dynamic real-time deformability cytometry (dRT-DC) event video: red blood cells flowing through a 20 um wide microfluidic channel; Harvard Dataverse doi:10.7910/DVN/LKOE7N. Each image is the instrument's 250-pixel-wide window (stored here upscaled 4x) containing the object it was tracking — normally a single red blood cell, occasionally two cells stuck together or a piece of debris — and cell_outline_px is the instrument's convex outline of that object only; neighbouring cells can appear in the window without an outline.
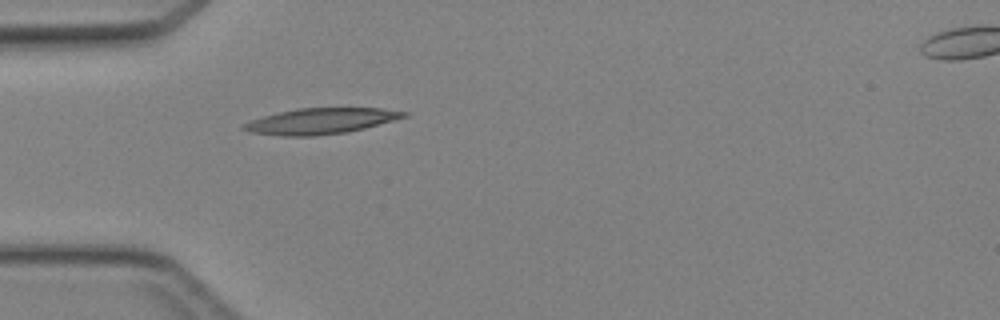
{"species": "Egyptian fruit bat (a non-hibernating species)", "species_latin": "Rousettus aegyptiacus", "temperature_condition": "cold", "stored_images_in_passage": 12, "camera_frame_rate_fps": 3000, "um_per_image_px": 0.085, "animal": {"sex": "female"}, "frame": {"image": 1, "passage_image": 1, "time_ms": 0.0, "image_size_px": [1000, 320], "cell_outline_px": [[408, 116], [364, 128], [348, 132], [316, 136], [284, 136], [248, 132], [240, 128], [240, 124], [264, 116], [296, 108], [380, 108], [408, 112]], "centroid_in_image_um": [27.22, 10.3], "position_along_channel_um": 57.8, "area_um2": 24.1}}
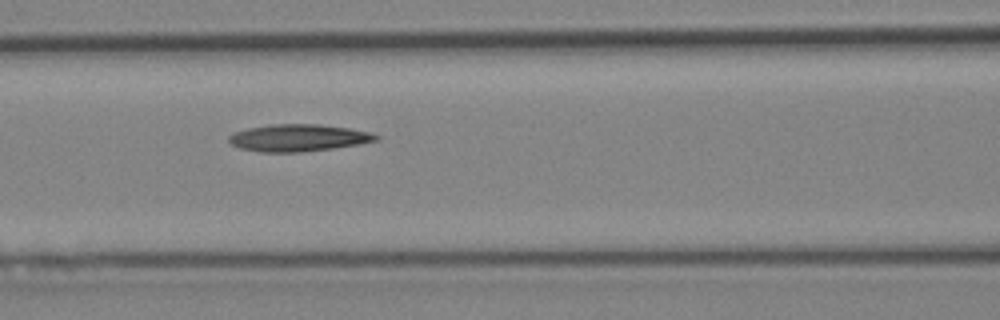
{"frame": {"image": 2, "passage_image": 7, "time_ms": 2.0, "image_size_px": [1000, 320], "cell_outline_px": [[380, 140], [360, 144], [332, 148], [300, 152], [260, 152], [240, 148], [232, 144], [228, 140], [228, 136], [236, 132], [248, 128], [272, 124], [320, 124], [348, 128], [372, 132], [380, 136]], "centroid_in_image_um": [25.4, 11.71], "position_along_channel_um": 141.2, "area_um2": 23.24}}
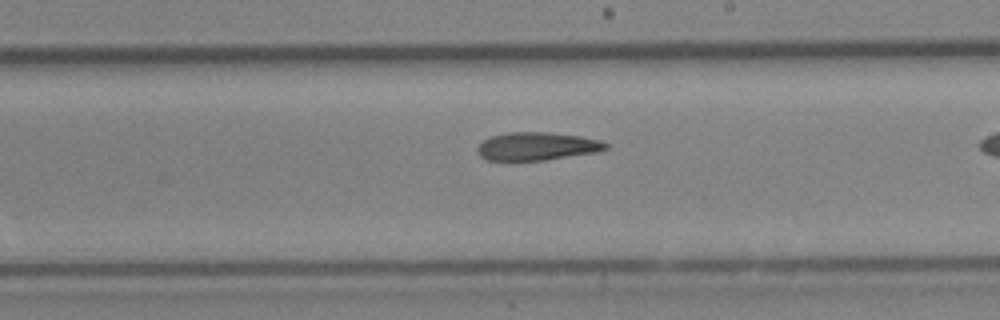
{"frame": {"image": 3, "passage_image": 11, "time_ms": 3.333, "image_size_px": [1000, 320], "cell_outline_px": [[608, 148], [596, 152], [544, 160], [488, 160], [480, 156], [476, 152], [476, 148], [484, 140], [492, 136], [508, 132], [548, 132], [580, 136], [600, 140], [608, 144]], "centroid_in_image_um": [45.63, 12.43], "position_along_channel_um": 243.4, "area_um2": 20.87}}